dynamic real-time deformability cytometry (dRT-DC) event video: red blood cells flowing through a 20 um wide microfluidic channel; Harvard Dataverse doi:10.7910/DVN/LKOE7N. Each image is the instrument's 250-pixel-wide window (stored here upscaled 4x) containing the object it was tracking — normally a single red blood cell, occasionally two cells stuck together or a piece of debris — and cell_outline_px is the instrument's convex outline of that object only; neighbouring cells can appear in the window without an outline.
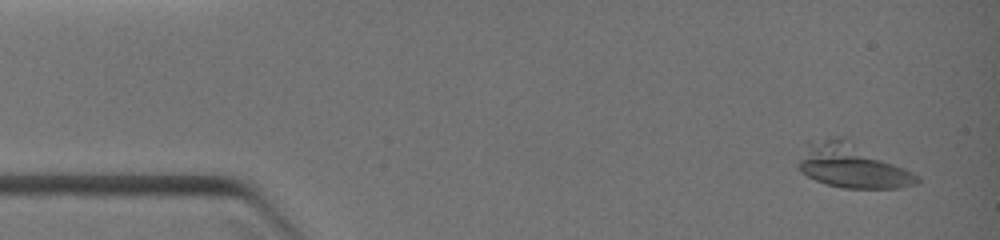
{"species": "common noctule bat (a hibernating species)", "species_latin": "Nyctalus noctula", "temperature_condition": "warm", "stored_images_in_passage": 8, "camera_frame_rate_fps": 3000, "um_per_image_px": 0.085, "animal": {"sex": "female", "body_mass_g": 19.0, "forearm_length_mm": 51.5}, "frame": {"image": 1, "passage_image": 1, "time_ms": 0.0, "image_size_px": [1000, 240], "cell_outline_px": [[920, 180], [916, 184], [900, 188], [844, 188], [828, 184], [816, 180], [800, 172], [796, 164], [804, 140], [844, 140], [904, 168], [920, 176]], "centroid_in_image_um": [72.32, 14.15], "position_along_channel_um": 12.7, "area_um2": 29.42}}
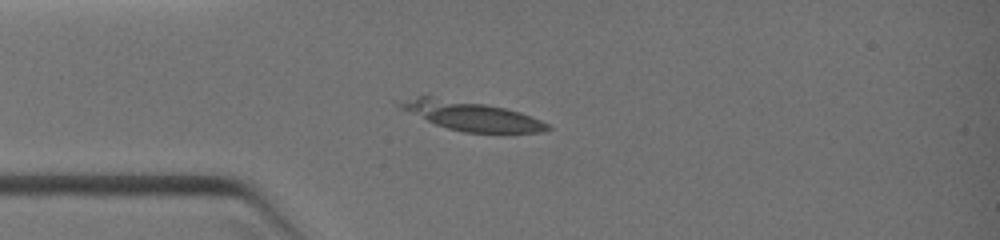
{"frame": {"image": 2, "passage_image": 4, "time_ms": 2.333, "image_size_px": [1000, 240], "cell_outline_px": [[552, 128], [544, 132], [500, 136], [464, 132], [448, 128], [436, 124], [400, 108], [400, 104], [420, 96], [428, 96], [484, 104], [504, 108], [520, 112], [540, 120], [548, 124]], "centroid_in_image_um": [40.28, 9.94], "position_along_channel_um": 44.7, "area_um2": 25.14}}
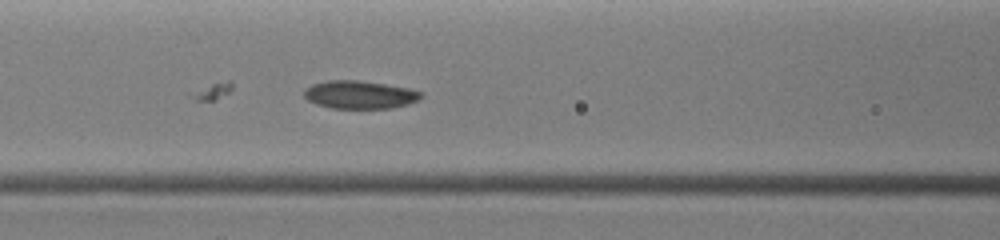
{"frame": {"image": 3, "passage_image": 8, "time_ms": 4.333, "image_size_px": [1000, 240], "cell_outline_px": [[424, 96], [408, 104], [392, 108], [332, 108], [316, 104], [308, 100], [304, 96], [304, 92], [312, 84], [328, 80], [356, 80], [384, 84], [408, 88], [420, 92]], "centroid_in_image_um": [30.57, 8.05], "position_along_channel_um": 136.0, "area_um2": 18.84}}